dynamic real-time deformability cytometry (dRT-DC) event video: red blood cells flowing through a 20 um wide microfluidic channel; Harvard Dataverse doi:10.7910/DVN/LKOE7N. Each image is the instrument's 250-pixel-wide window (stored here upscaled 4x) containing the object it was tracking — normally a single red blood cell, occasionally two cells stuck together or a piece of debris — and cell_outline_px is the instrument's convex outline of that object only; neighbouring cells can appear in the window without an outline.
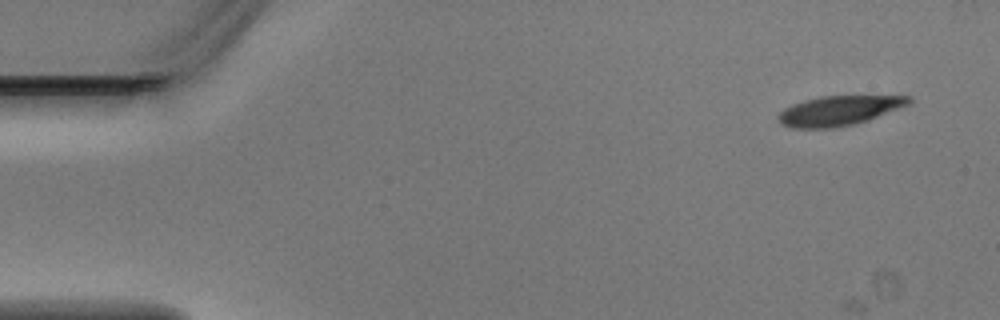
{"species": "Egyptian fruit bat (a non-hibernating species)", "species_latin": "Rousettus aegyptiacus", "temperature_condition": "warm", "stored_images_in_passage": 4, "camera_frame_rate_fps": 3000, "um_per_image_px": 0.085, "animal": {"sex": "male"}, "frame": {"image": 1, "passage_image": 1, "time_ms": 0.0, "image_size_px": [1000, 320], "cell_outline_px": [[912, 100], [908, 104], [868, 120], [852, 124], [832, 128], [792, 128], [780, 124], [776, 120], [776, 116], [784, 108], [792, 104], [804, 100], [820, 96], [912, 96]], "centroid_in_image_um": [71.23, 9.4], "position_along_channel_um": 13.8, "area_um2": 22.48}}